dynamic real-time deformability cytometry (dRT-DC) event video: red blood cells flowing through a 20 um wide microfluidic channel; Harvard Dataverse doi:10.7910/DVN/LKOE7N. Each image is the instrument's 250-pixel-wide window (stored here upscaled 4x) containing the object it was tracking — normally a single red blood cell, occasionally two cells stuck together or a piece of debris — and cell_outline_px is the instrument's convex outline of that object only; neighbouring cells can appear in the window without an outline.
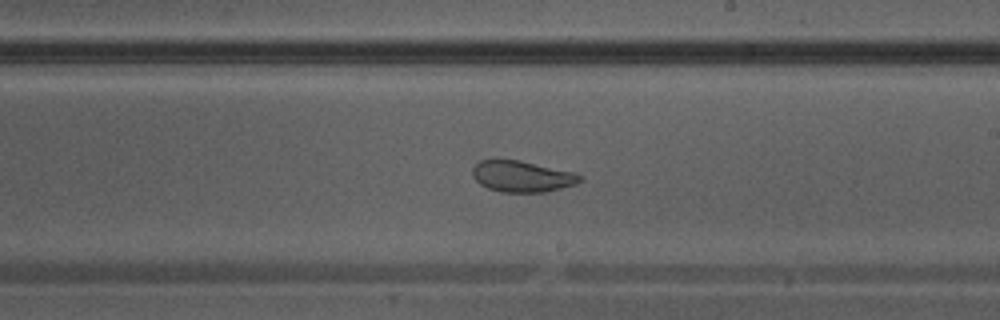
{"species": "Egyptian fruit bat (a non-hibernating species)", "species_latin": "Rousettus aegyptiacus", "temperature_condition": "warm", "stored_images_in_passage": 41, "camera_frame_rate_fps": 3000, "um_per_image_px": 0.085, "animal": {"sex": "male"}, "frame": {"image": 1, "passage_image": 24, "time_ms": 7.667, "image_size_px": [1000, 320], "cell_outline_px": [[584, 180], [576, 184], [544, 192], [500, 192], [488, 188], [480, 184], [472, 176], [472, 168], [480, 160], [520, 160], [576, 172], [584, 176]], "centroid_in_image_um": [44.42, 14.99], "position_along_channel_um": 244.6, "area_um2": 19.71}}